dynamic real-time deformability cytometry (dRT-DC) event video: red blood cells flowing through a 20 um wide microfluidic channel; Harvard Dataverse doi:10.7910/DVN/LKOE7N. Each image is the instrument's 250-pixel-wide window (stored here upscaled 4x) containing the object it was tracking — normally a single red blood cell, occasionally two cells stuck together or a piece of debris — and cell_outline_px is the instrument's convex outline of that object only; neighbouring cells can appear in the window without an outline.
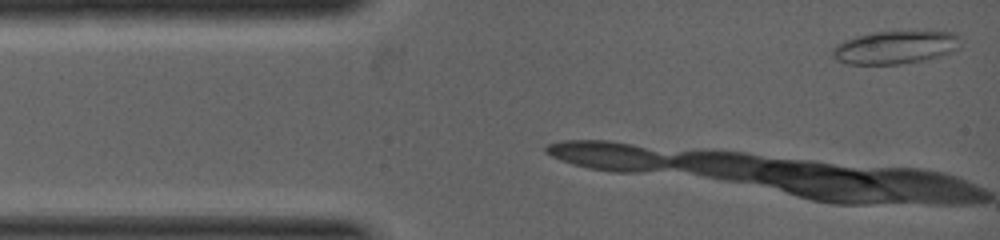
{"species": "common noctule bat (a hibernating species)", "species_latin": "Nyctalus noctula", "temperature_condition": "warm", "stored_images_in_passage": 6, "camera_frame_rate_fps": 5000, "um_per_image_px": 0.085, "animal": {"sex": "female", "body_mass_g": 19.0, "forearm_length_mm": 53.3}, "frame": {"image": 1, "passage_image": 1, "time_ms": 0.0, "image_size_px": [1000, 240], "cell_outline_px": [[960, 48], [940, 56], [924, 60], [900, 64], [848, 64], [836, 60], [832, 56], [832, 48], [836, 44], [844, 40], [856, 36], [872, 32], [956, 32], [960, 36]], "centroid_in_image_um": [76.09, 4.03], "position_along_channel_um": 8.9, "area_um2": 24.68}}